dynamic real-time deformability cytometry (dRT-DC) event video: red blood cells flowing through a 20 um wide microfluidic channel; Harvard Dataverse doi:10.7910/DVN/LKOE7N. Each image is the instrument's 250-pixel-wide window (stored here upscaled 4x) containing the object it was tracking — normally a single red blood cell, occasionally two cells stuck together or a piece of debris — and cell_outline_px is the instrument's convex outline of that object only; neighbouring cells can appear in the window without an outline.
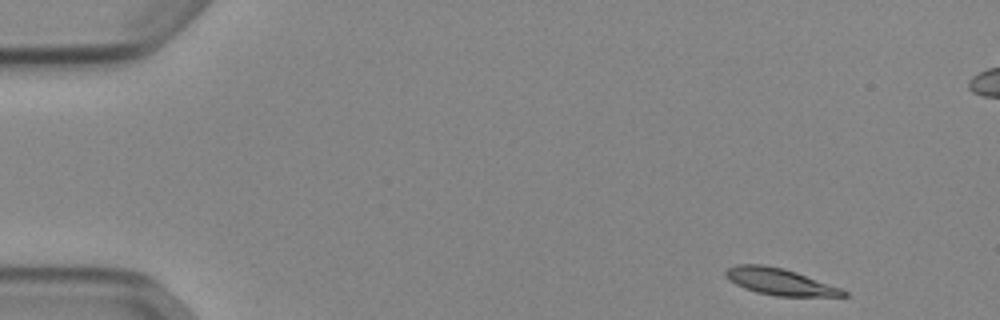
{"species": "Egyptian fruit bat (a non-hibernating species)", "species_latin": "Rousettus aegyptiacus", "temperature_condition": "cold", "stored_images_in_passage": 50, "camera_frame_rate_fps": 3000, "um_per_image_px": 0.085, "animal": {"sex": "female"}, "frame": {"image": 1, "passage_image": 1, "time_ms": 0.0, "image_size_px": [1000, 320], "cell_outline_px": [[848, 296], [776, 296], [756, 292], [744, 288], [728, 280], [724, 276], [724, 272], [728, 268], [736, 264], [764, 264], [784, 268], [844, 288], [848, 292]], "centroid_in_image_um": [66.3, 23.94], "position_along_channel_um": 18.7, "area_um2": 18.55}}
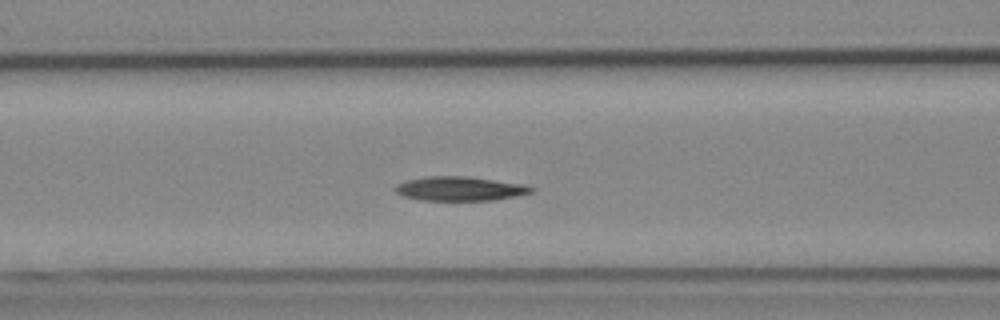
{"frame": {"image": 2, "passage_image": 18, "time_ms": 5.667, "image_size_px": [1000, 320], "cell_outline_px": [[536, 188], [532, 192], [520, 196], [492, 200], [420, 200], [400, 196], [396, 192], [396, 184], [408, 180], [424, 176], [468, 176], [528, 184]], "centroid_in_image_um": [39.15, 16.03], "position_along_channel_um": 127.4, "area_um2": 19.54}}
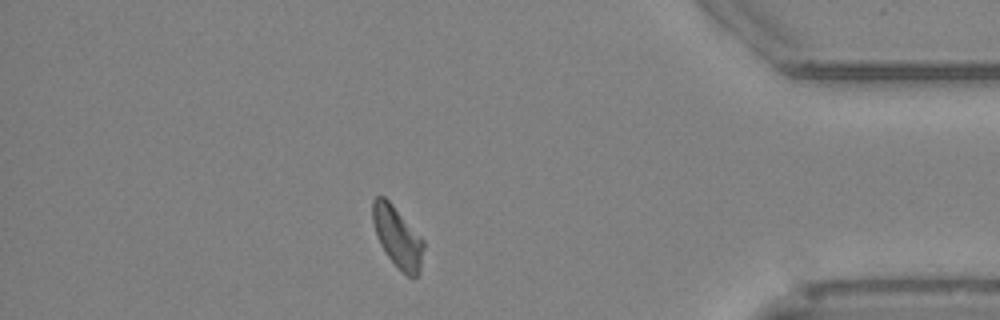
{"frame": {"image": 3, "passage_image": 42, "time_ms": 13.667, "image_size_px": [1000, 320], "cell_outline_px": [[424, 248], [420, 272], [416, 276], [408, 276], [388, 256], [380, 244], [376, 236], [372, 220], [372, 200], [376, 196], [384, 196], [392, 204], [424, 240]], "centroid_in_image_um": [33.78, 20.11], "position_along_channel_um": 401.4, "area_um2": 17.86}, "authors_computed_cell_mechanics": {"area_um2": 18.9006, "velocity_mm_per_s": 3.8423, "shape_relaxation_time_tau1_ms": 10.1815, "shape_relaxation_time_tau2_ms": null, "deformation_change_tau1": 0.2173, "deformation_change_tau2": null}}